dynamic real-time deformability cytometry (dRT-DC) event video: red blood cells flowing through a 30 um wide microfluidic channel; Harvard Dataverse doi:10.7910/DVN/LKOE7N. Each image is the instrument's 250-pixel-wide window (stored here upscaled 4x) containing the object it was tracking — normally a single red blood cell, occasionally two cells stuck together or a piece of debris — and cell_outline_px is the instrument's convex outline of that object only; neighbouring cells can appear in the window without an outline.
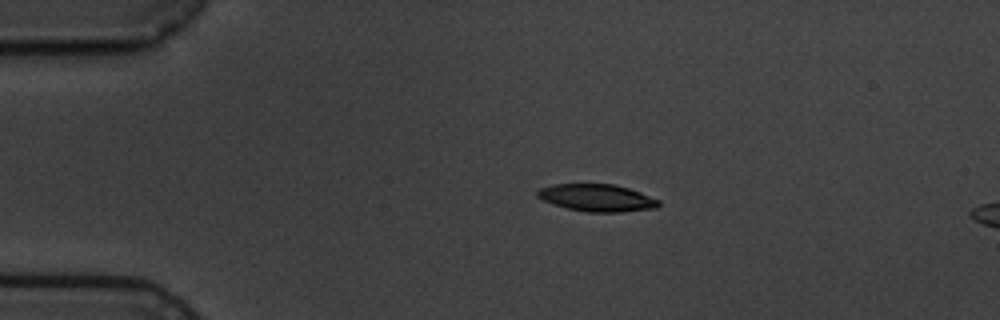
{"species": "common noctule bat (a hibernating species)", "species_latin": "Nyctalus noctula", "temperature_condition": "cold", "stored_images_in_passage": 4, "camera_frame_rate_fps": 3000, "um_per_image_px": 0.085, "animal": {"sex": "male", "body_mass_g": 19.5, "forearm_length_mm": 54.6}, "frame": {"image": 1, "passage_image": 3, "time_ms": 2.333, "image_size_px": [1000, 320], "cell_outline_px": [[660, 204], [656, 208], [620, 212], [588, 212], [568, 208], [544, 200], [536, 196], [536, 192], [540, 188], [552, 184], [612, 184], [628, 188], [640, 192], [660, 200]], "centroid_in_image_um": [50.76, 16.81], "position_along_channel_um": 34.2, "area_um2": 19.07}}